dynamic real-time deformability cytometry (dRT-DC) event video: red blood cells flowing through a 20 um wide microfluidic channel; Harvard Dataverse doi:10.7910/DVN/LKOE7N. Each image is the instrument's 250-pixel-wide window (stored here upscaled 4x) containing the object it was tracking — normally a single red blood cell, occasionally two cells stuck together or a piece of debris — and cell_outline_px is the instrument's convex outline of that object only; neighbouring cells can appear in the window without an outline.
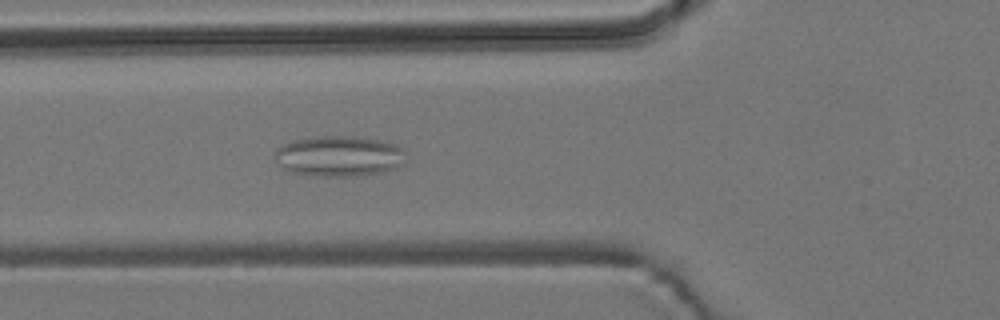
{"species": "common noctule bat (a hibernating species)", "species_latin": "Nyctalus noctula", "temperature_condition": "room temperature", "stored_images_in_passage": 7, "camera_frame_rate_fps": 3000, "um_per_image_px": 0.085, "animal": {"sex": "male", "body_mass_g": 19.2, "forearm_length_mm": 51.8}, "frame": {"image": 1, "passage_image": 7, "time_ms": 6.667, "image_size_px": [1000, 320], "cell_outline_px": [[404, 152], [400, 164], [396, 168], [364, 176], [320, 176], [288, 172], [280, 164], [276, 156], [276, 148], [292, 140], [320, 136], [356, 136], [380, 140], [392, 144], [400, 148]], "centroid_in_image_um": [28.79, 13.27], "position_along_channel_um": 97.0, "area_um2": 30.69}}